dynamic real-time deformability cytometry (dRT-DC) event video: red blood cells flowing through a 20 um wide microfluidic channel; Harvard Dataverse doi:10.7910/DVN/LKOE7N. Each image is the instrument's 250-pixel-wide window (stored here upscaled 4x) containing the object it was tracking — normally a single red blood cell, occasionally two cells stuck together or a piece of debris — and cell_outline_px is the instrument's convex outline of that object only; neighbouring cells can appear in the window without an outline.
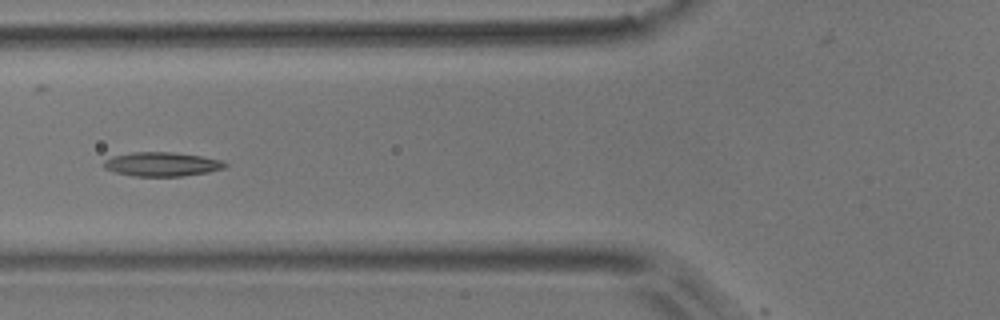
{"species": "common noctule bat (a hibernating species)", "species_latin": "Nyctalus noctula", "temperature_condition": "room temperature", "stored_images_in_passage": 12, "camera_frame_rate_fps": 3000, "um_per_image_px": 0.085, "animal": {"sex": "male", "body_mass_g": 17.9}, "frame": {"image": 1, "passage_image": 4, "time_ms": 1.0, "image_size_px": [1000, 320], "cell_outline_px": [[228, 164], [224, 168], [208, 172], [180, 176], [132, 176], [116, 172], [104, 168], [104, 160], [112, 156], [132, 152], [172, 152], [200, 156], [220, 160]], "centroid_in_image_um": [13.73, 13.95], "position_along_channel_um": 112.1, "area_um2": 16.88}}
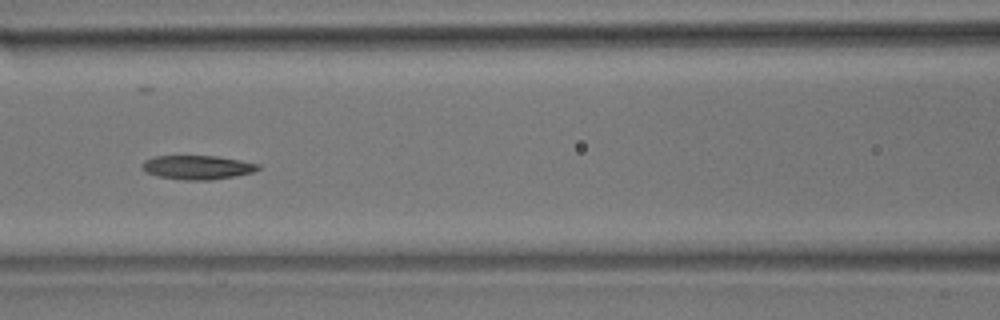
{"frame": {"image": 2, "passage_image": 5, "time_ms": 1.333, "image_size_px": [1000, 320], "cell_outline_px": [[260, 168], [252, 172], [236, 176], [212, 180], [184, 180], [156, 176], [148, 172], [144, 168], [144, 160], [156, 156], [216, 156], [240, 160], [260, 164]], "centroid_in_image_um": [16.83, 14.23], "position_along_channel_um": 149.8, "area_um2": 16.07}}
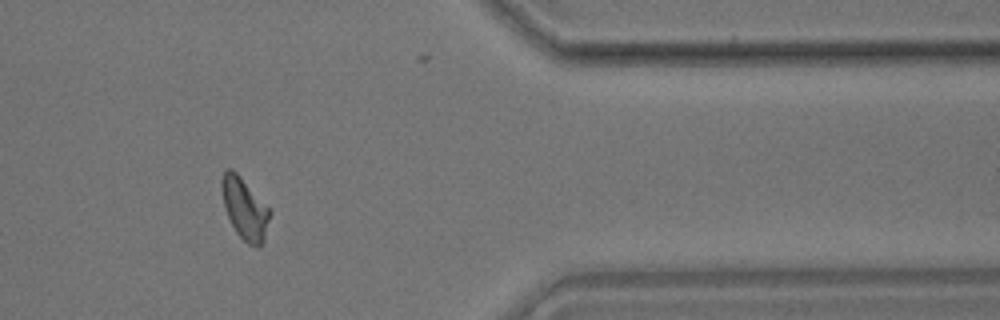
{"frame": {"image": 3, "passage_image": 11, "time_ms": 3.333, "image_size_px": [1000, 320], "cell_outline_px": [[272, 212], [264, 240], [260, 248], [256, 248], [248, 244], [236, 232], [224, 208], [220, 184], [220, 180], [224, 168], [232, 168], [240, 176]], "centroid_in_image_um": [20.78, 17.73], "position_along_channel_um": 390.6, "area_um2": 17.34}}